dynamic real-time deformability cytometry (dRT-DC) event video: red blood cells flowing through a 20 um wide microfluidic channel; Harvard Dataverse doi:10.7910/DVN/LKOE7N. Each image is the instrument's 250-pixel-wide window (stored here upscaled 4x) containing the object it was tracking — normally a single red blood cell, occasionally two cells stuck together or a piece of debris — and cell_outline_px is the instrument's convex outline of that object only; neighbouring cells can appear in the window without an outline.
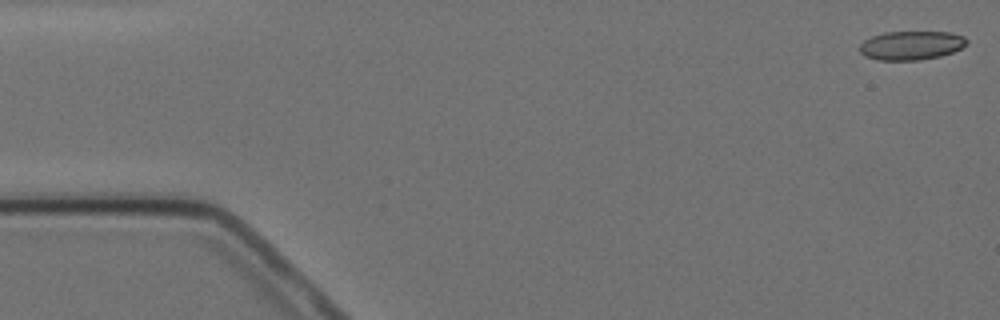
{"species": "Egyptian fruit bat (a non-hibernating species)", "species_latin": "Rousettus aegyptiacus", "temperature_condition": "cold", "stored_images_in_passage": 5, "camera_frame_rate_fps": 3000, "um_per_image_px": 0.085, "animal": {"sex": "female"}, "frame": {"image": 1, "passage_image": 1, "time_ms": 0.0, "image_size_px": [1000, 320], "cell_outline_px": [[968, 44], [952, 52], [940, 56], [920, 60], [876, 60], [864, 56], [860, 52], [860, 44], [864, 40], [872, 36], [884, 32], [952, 32], [964, 36], [968, 40]], "centroid_in_image_um": [77.46, 3.86], "position_along_channel_um": 7.5, "area_um2": 18.15}}
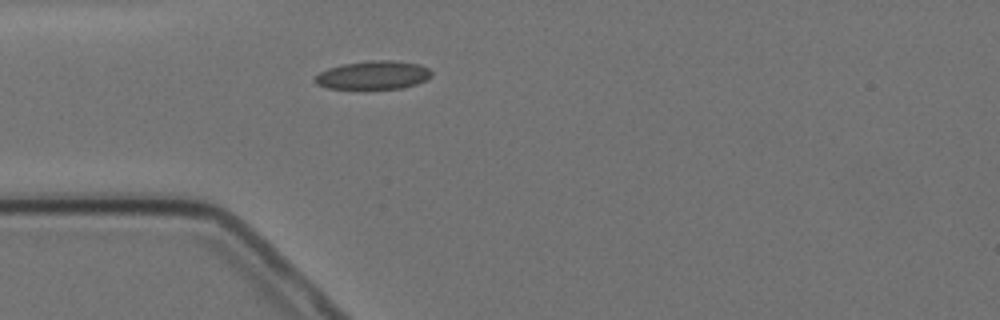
{"frame": {"image": 2, "passage_image": 5, "time_ms": 4.667, "image_size_px": [1000, 320], "cell_outline_px": [[432, 76], [416, 84], [400, 88], [328, 88], [316, 84], [312, 80], [320, 72], [328, 68], [344, 64], [372, 60], [392, 60], [420, 64], [428, 68], [432, 72]], "centroid_in_image_um": [31.72, 6.37], "position_along_channel_um": 53.3, "area_um2": 19.13}}